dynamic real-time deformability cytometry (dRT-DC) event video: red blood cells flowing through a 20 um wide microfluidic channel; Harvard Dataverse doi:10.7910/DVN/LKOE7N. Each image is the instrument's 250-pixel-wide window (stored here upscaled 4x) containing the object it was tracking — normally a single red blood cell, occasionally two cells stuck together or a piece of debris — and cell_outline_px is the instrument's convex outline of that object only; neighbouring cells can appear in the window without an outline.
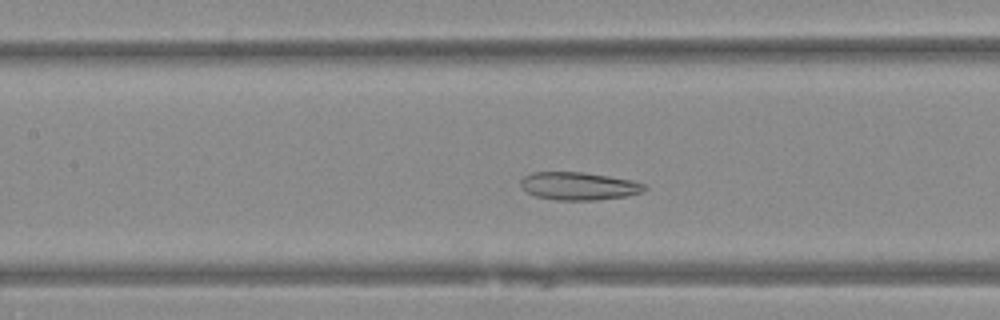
{"species": "Egyptian fruit bat (a non-hibernating species)", "species_latin": "Rousettus aegyptiacus", "temperature_condition": "warm", "stored_images_in_passage": 44, "camera_frame_rate_fps": 3000, "um_per_image_px": 0.085, "animal": {"sex": "female"}, "frame": {"image": 1, "passage_image": 17, "time_ms": 5.333, "image_size_px": [1000, 320], "cell_outline_px": [[648, 188], [644, 192], [628, 196], [596, 200], [556, 200], [536, 196], [528, 192], [520, 184], [520, 180], [524, 176], [532, 172], [584, 172], [632, 180], [644, 184]], "centroid_in_image_um": [49.23, 15.81], "position_along_channel_um": 158.2, "area_um2": 20.17}}
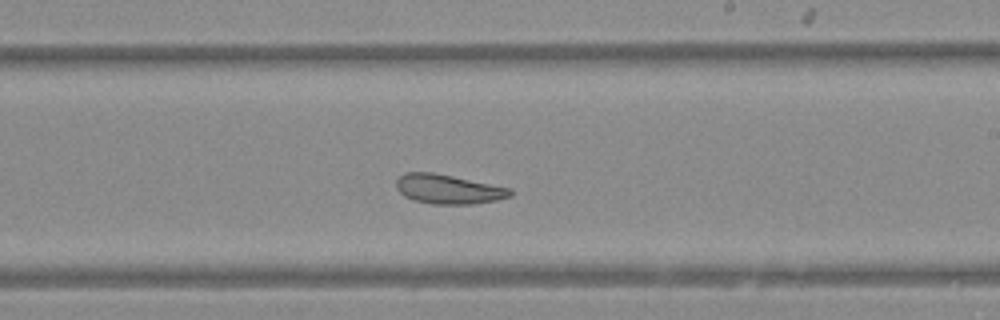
{"frame": {"image": 2, "passage_image": 24, "time_ms": 7.667, "image_size_px": [1000, 320], "cell_outline_px": [[512, 196], [496, 200], [472, 204], [432, 204], [416, 200], [404, 196], [396, 188], [396, 180], [404, 172], [432, 172], [512, 188]], "centroid_in_image_um": [38.11, 16.07], "position_along_channel_um": 250.9, "area_um2": 19.48}}
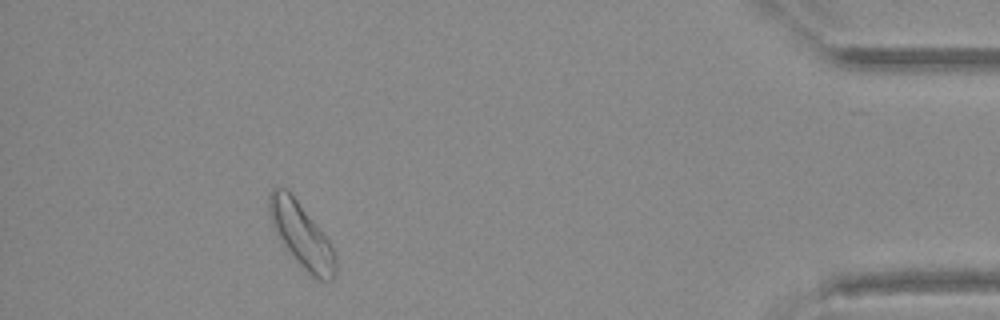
{"frame": {"image": 3, "passage_image": 40, "time_ms": 13.0, "image_size_px": [1000, 320], "cell_outline_px": [[336, 272], [332, 280], [320, 280], [312, 276], [292, 256], [280, 240], [272, 224], [268, 212], [268, 196], [272, 188], [288, 188], [328, 240], [336, 252]], "centroid_in_image_um": [25.61, 19.96], "position_along_channel_um": 409.6, "area_um2": 24.62}}